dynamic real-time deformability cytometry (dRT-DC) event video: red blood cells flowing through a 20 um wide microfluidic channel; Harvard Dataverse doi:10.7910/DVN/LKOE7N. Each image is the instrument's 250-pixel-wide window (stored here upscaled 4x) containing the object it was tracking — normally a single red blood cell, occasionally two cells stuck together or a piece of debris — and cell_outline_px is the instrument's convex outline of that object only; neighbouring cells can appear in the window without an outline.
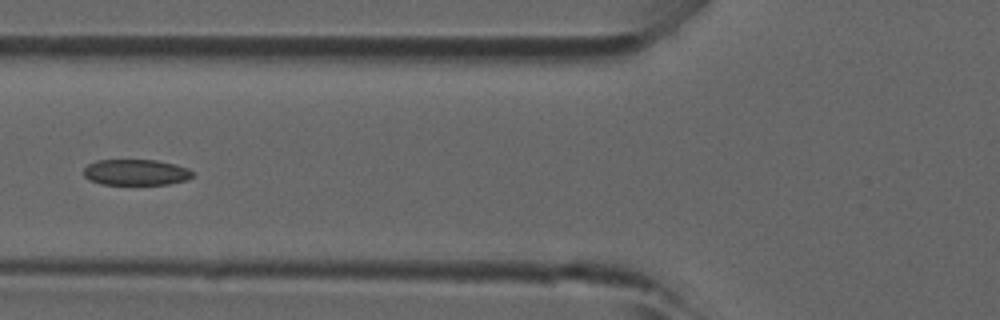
{"species": "common noctule bat (a hibernating species)", "species_latin": "Nyctalus noctula", "temperature_condition": "room temperature", "stored_images_in_passage": 37, "camera_frame_rate_fps": 3000, "um_per_image_px": 0.085, "animal": {"sex": "male", "forearm_length_mm": 52.5}, "frame": {"image": 1, "passage_image": 11, "time_ms": 3.333, "image_size_px": [1000, 320], "cell_outline_px": [[196, 172], [192, 176], [184, 180], [168, 184], [100, 184], [88, 180], [84, 176], [84, 168], [88, 164], [96, 160], [156, 160], [176, 164], [188, 168]], "centroid_in_image_um": [11.54, 14.64], "position_along_channel_um": 114.3, "area_um2": 16.53}}